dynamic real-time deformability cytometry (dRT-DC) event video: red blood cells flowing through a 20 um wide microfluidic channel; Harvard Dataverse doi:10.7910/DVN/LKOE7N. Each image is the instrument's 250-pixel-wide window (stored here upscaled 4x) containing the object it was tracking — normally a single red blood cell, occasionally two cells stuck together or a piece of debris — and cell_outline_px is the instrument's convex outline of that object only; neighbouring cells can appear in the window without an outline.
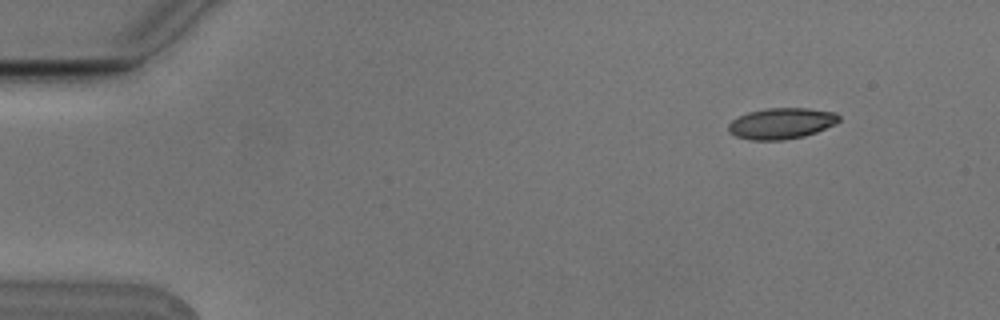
{"species": "Egyptian fruit bat (a non-hibernating species)", "species_latin": "Rousettus aegyptiacus", "temperature_condition": "cold", "stored_images_in_passage": 5, "segment_of_instrument_passage": [1, 2], "camera_frame_rate_fps": 3000, "um_per_image_px": 0.085, "animal": {"sex": "male"}, "frame": {"image": 1, "passage_image": 2, "time_ms": 0.333, "image_size_px": [1000, 320], "cell_outline_px": [[840, 120], [836, 124], [816, 132], [804, 136], [784, 140], [752, 140], [736, 136], [728, 132], [728, 124], [732, 120], [748, 112], [764, 108], [808, 108], [836, 112], [840, 116]], "centroid_in_image_um": [66.44, 10.48], "position_along_channel_um": 18.6, "area_um2": 20.11}}